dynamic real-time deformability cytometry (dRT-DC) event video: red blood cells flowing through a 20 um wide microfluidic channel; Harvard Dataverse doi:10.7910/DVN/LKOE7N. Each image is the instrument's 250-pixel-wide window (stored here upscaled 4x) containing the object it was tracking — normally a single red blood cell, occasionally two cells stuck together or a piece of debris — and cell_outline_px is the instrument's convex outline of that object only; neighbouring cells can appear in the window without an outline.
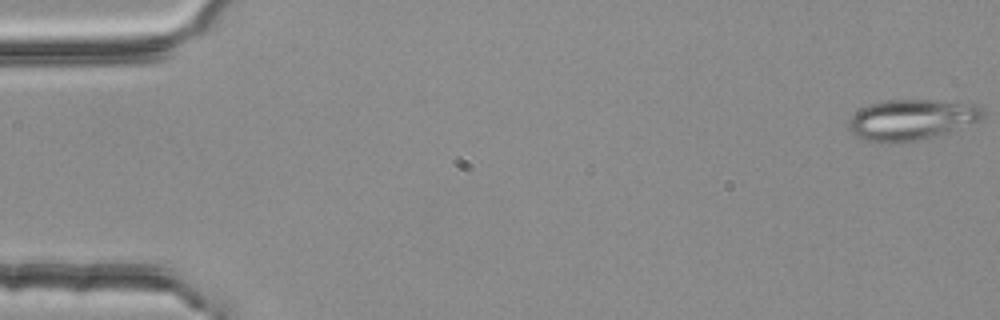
{"species": "common noctule bat (a hibernating species)", "species_latin": "Nyctalus noctula", "temperature_condition": "room temperature", "stored_images_in_passage": 5, "camera_frame_rate_fps": 3000, "um_per_image_px": 0.085, "animal": {"sex": "female", "body_mass_g": 25.1}, "frame": {"image": 1, "passage_image": 1, "time_ms": 0.0, "image_size_px": [1000, 320], "cell_outline_px": [[984, 116], [980, 120], [944, 136], [896, 144], [872, 144], [856, 136], [848, 128], [848, 120], [860, 108], [884, 100], [936, 100], [980, 104], [984, 108]], "centroid_in_image_um": [77.52, 10.21], "position_along_channel_um": 7.5, "area_um2": 33.06}}